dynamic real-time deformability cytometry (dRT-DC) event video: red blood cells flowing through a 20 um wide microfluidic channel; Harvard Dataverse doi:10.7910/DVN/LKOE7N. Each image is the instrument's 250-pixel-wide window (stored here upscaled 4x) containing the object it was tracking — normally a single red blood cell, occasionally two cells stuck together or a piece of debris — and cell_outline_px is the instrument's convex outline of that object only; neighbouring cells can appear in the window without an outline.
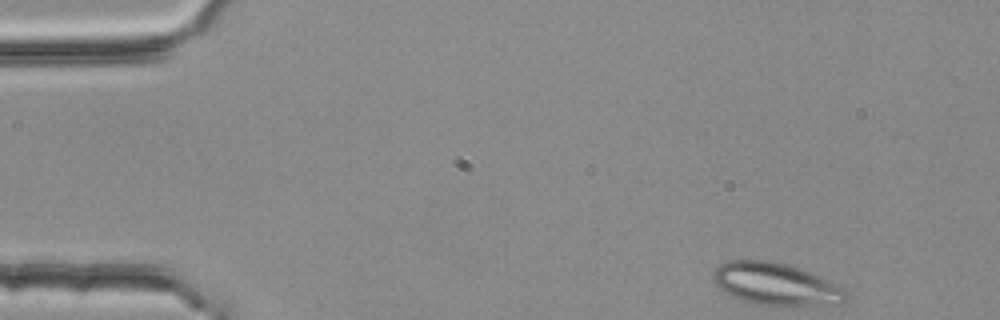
{"species": "common noctule bat (a hibernating species)", "species_latin": "Nyctalus noctula", "temperature_condition": "room temperature", "stored_images_in_passage": 46, "camera_frame_rate_fps": 3000, "um_per_image_px": 0.085, "animal": {"sex": "female", "body_mass_g": 25.1}, "frame": {"image": 1, "passage_image": 1, "time_ms": 0.0, "image_size_px": [1000, 320], "cell_outline_px": [[848, 296], [840, 304], [760, 304], [740, 300], [732, 296], [720, 288], [712, 280], [712, 272], [720, 264], [728, 260], [768, 260], [800, 268], [844, 288], [848, 292]], "centroid_in_image_um": [65.9, 24.12], "position_along_channel_um": 19.1, "area_um2": 32.08}}
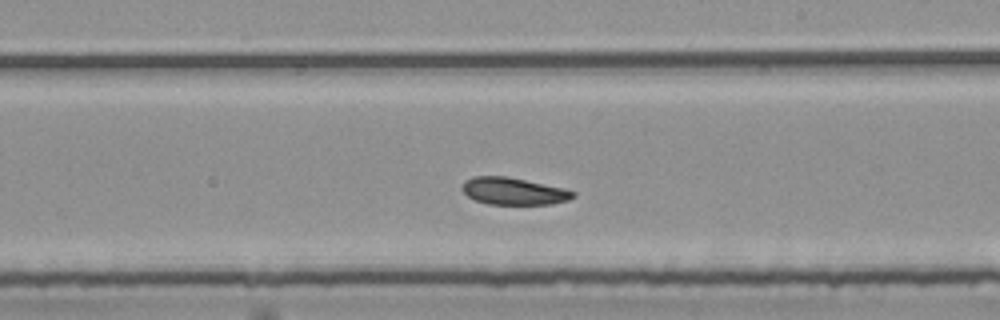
{"frame": {"image": 2, "passage_image": 27, "time_ms": 8.667, "image_size_px": [1000, 320], "cell_outline_px": [[576, 196], [568, 200], [552, 204], [488, 204], [476, 200], [468, 196], [460, 188], [464, 180], [472, 176], [508, 176], [564, 188], [576, 192]], "centroid_in_image_um": [43.65, 16.24], "position_along_channel_um": 245.4, "area_um2": 17.69}}
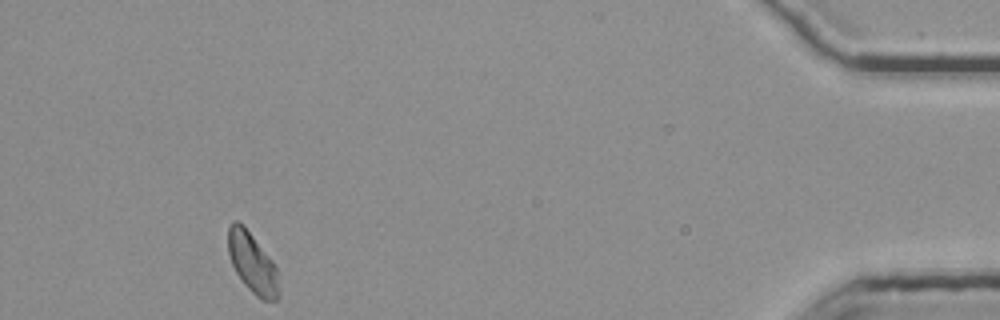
{"frame": {"image": 3, "passage_image": 46, "time_ms": 15.0, "image_size_px": [1000, 320], "cell_outline_px": [[280, 292], [276, 300], [264, 300], [256, 296], [244, 284], [236, 272], [232, 264], [228, 252], [228, 228], [232, 220], [236, 220], [244, 224], [272, 260], [276, 268]], "centroid_in_image_um": [21.44, 22.32], "position_along_channel_um": 413.8, "area_um2": 17.86}, "authors_computed_cell_mechanics": {"area_um2": 18.2937, "velocity_mm_per_s": 3.7496, "shape_relaxation_time_tau1_ms": null, "shape_relaxation_time_tau2_ms": 2.4928, "deformation_change_tau1": null, "deformation_change_tau2": 0.0617}}